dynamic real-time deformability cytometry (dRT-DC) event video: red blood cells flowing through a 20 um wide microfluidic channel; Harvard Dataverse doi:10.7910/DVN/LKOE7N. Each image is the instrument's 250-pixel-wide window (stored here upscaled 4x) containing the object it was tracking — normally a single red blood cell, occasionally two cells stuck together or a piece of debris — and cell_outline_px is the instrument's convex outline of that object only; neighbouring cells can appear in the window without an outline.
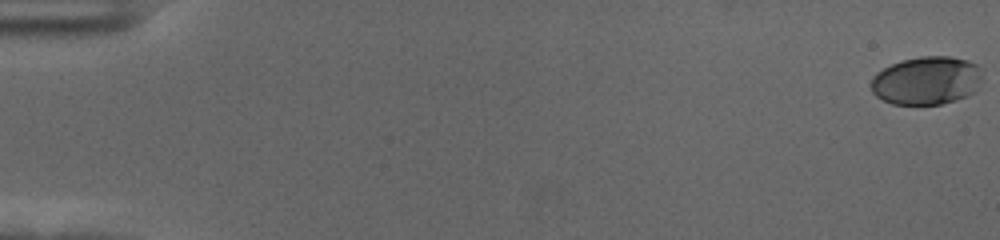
{"species": "human", "species_latin": "Homo sapiens", "temperature_condition": "cold", "stored_images_in_passage": 58, "camera_frame_rate_fps": 3000, "um_per_image_px": 0.085, "donor": {"sex": "female"}, "frame": {"image": 1, "passage_image": 1, "time_ms": 0.0, "image_size_px": [1000, 240], "cell_outline_px": [[984, 80], [976, 92], [968, 96], [956, 100], [940, 104], [892, 104], [876, 96], [872, 92], [872, 76], [876, 72], [900, 60], [920, 56], [948, 56], [968, 60], [984, 68]], "centroid_in_image_um": [78.84, 6.84], "position_along_channel_um": 6.2, "area_um2": 31.96}}
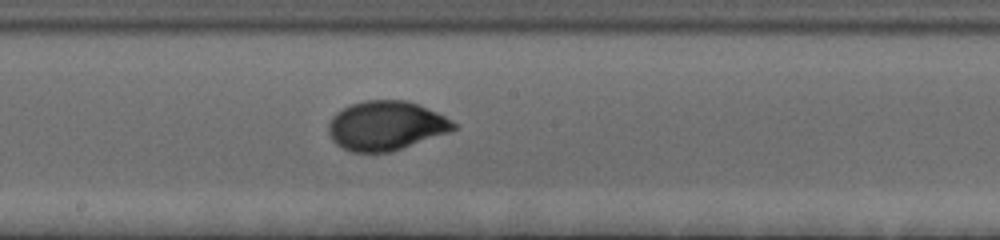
{"frame": {"image": 2, "passage_image": 33, "time_ms": 10.667, "image_size_px": [1000, 240], "cell_outline_px": [[456, 128], [448, 132], [388, 152], [352, 152], [336, 144], [332, 140], [328, 132], [328, 124], [332, 116], [336, 112], [352, 104], [364, 100], [408, 100], [420, 104], [452, 120], [456, 124]], "centroid_in_image_um": [32.78, 10.66], "position_along_channel_um": 215.4, "area_um2": 35.6}}
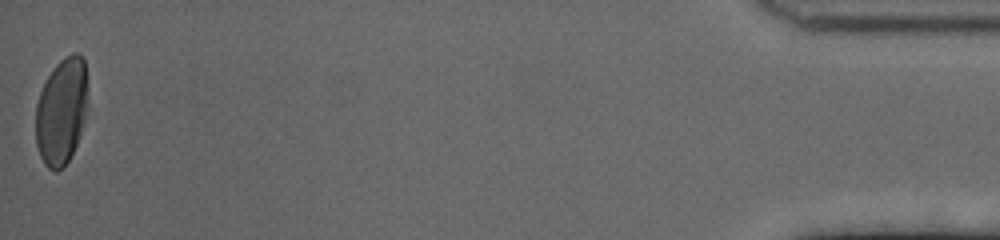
{"frame": {"image": 3, "passage_image": 58, "time_ms": 19.0, "image_size_px": [1000, 240], "cell_outline_px": [[88, 108], [76, 144], [68, 160], [56, 172], [48, 168], [44, 164], [40, 156], [36, 144], [36, 104], [40, 92], [48, 76], [56, 64], [64, 56], [72, 52], [76, 52], [84, 60]], "centroid_in_image_um": [5.22, 9.44], "position_along_channel_um": 430.0, "area_um2": 32.19}, "authors_computed_cell_mechanics": {"area_um2": 33.8708, "velocity_mm_per_s": 3.6094, "shape_relaxation_time_tau1_ms": 3.6682, "shape_relaxation_time_tau2_ms": null, "deformation_change_tau1": 0.1623, "deformation_change_tau2": null}}